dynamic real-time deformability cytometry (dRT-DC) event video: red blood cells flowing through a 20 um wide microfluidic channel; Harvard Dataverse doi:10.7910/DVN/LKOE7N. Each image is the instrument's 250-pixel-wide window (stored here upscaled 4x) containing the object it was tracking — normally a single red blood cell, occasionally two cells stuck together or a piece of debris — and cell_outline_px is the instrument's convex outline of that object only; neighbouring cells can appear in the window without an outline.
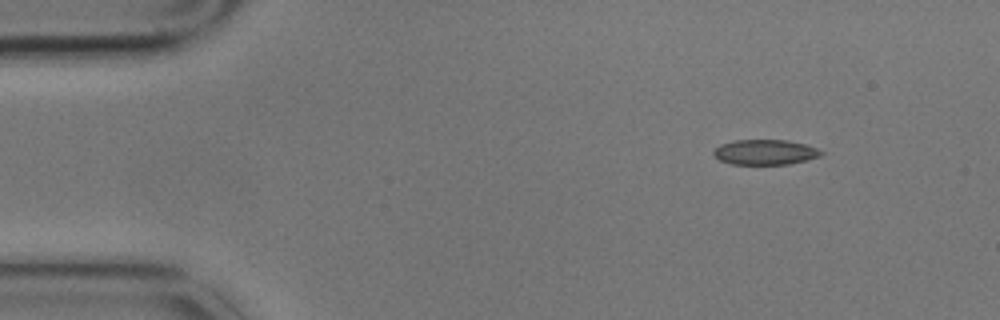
{"species": "common noctule bat (a hibernating species)", "species_latin": "Nyctalus noctula", "temperature_condition": "cold", "stored_images_in_passage": 3, "camera_frame_rate_fps": 3000, "um_per_image_px": 0.085, "animal": {"sex": "male", "body_mass_g": 17.9}, "frame": {"image": 1, "passage_image": 1, "time_ms": 0.0, "image_size_px": [1000, 320], "cell_outline_px": [[824, 152], [820, 156], [808, 160], [788, 164], [732, 164], [720, 160], [712, 152], [720, 144], [736, 140], [788, 140], [804, 144], [816, 148]], "centroid_in_image_um": [65.05, 12.93], "position_along_channel_um": 20.0, "area_um2": 15.66}}
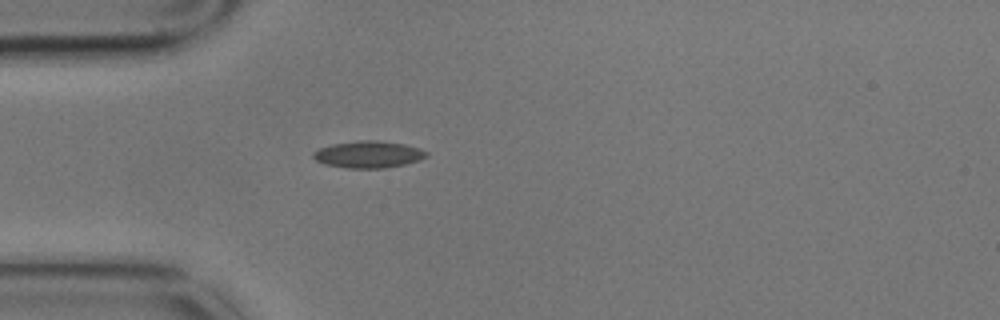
{"frame": {"image": 2, "passage_image": 3, "time_ms": 0.667, "image_size_px": [1000, 320], "cell_outline_px": [[428, 156], [404, 164], [384, 168], [348, 168], [324, 164], [316, 160], [312, 156], [312, 152], [320, 148], [332, 144], [360, 140], [376, 140], [404, 144], [420, 148], [428, 152]], "centroid_in_image_um": [31.29, 13.12], "position_along_channel_um": 53.7, "area_um2": 17.63}}